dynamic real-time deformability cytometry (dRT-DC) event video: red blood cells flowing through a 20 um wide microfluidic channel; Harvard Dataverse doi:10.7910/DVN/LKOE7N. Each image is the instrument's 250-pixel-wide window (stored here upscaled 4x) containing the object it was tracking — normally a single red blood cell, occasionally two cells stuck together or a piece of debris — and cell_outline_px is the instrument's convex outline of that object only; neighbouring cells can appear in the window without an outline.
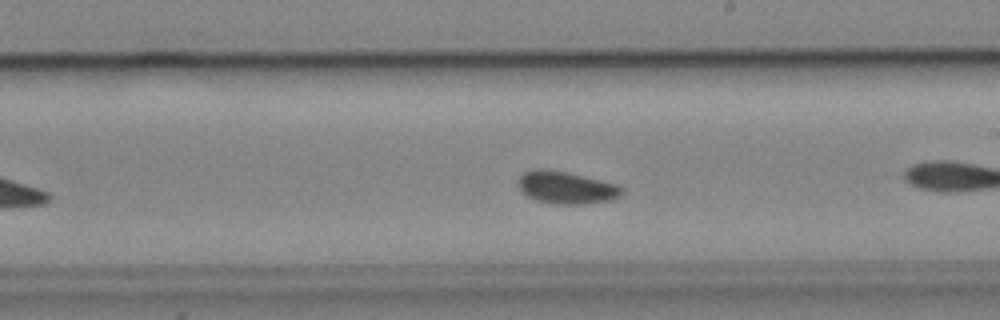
{"species": "common noctule bat (a hibernating species)", "species_latin": "Nyctalus noctula", "temperature_condition": "cold", "stored_images_in_passage": 26, "camera_frame_rate_fps": 3000, "um_per_image_px": 0.085, "animal": {"sex": "male", "body_mass_g": 19.2, "forearm_length_mm": 51.8}, "frame": {"image": 1, "passage_image": 14, "time_ms": 4.333, "image_size_px": [1000, 320], "cell_outline_px": [[624, 192], [620, 196], [612, 200], [584, 204], [556, 204], [532, 200], [520, 192], [516, 184], [516, 180], [524, 172], [532, 168], [548, 168], [568, 172], [616, 184], [624, 188]], "centroid_in_image_um": [48.06, 15.94], "position_along_channel_um": 240.9, "area_um2": 20.17}}